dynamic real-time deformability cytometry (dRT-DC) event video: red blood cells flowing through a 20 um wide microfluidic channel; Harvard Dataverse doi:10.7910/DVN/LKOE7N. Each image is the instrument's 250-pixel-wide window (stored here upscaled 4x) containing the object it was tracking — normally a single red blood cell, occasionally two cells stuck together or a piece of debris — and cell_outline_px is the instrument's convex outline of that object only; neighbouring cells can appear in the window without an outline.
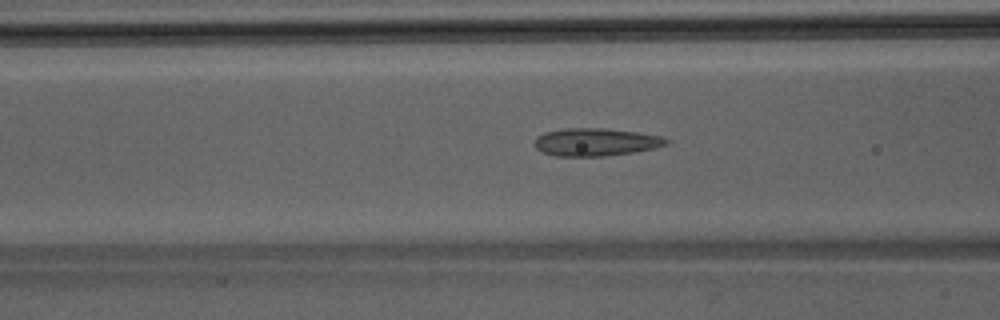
{"species": "Egyptian fruit bat (a non-hibernating species)", "species_latin": "Rousettus aegyptiacus", "temperature_condition": "room temperature", "stored_images_in_passage": 42, "camera_frame_rate_fps": 3000, "um_per_image_px": 0.085, "animal": {"sex": "male"}, "frame": {"image": 1, "passage_image": 13, "time_ms": 4.0, "image_size_px": [1000, 320], "cell_outline_px": [[672, 140], [668, 144], [656, 148], [636, 152], [604, 156], [556, 156], [544, 152], [536, 148], [536, 136], [544, 132], [564, 128], [604, 128], [636, 132], [660, 136]], "centroid_in_image_um": [50.68, 12.07], "position_along_channel_um": 115.9, "area_um2": 21.39}}
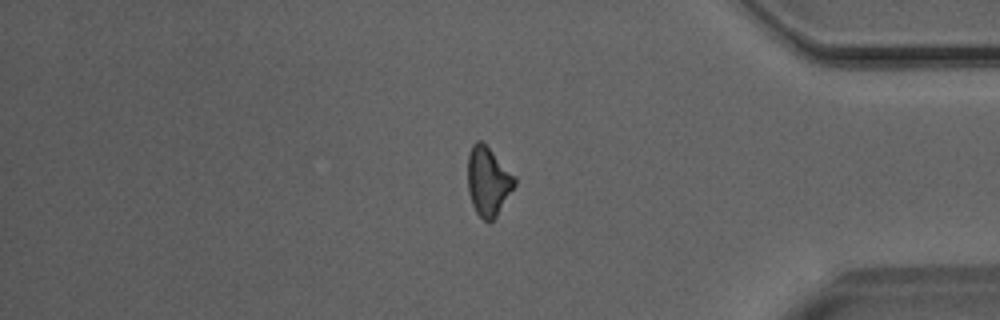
{"frame": {"image": 2, "passage_image": 34, "time_ms": 11.0, "image_size_px": [1000, 320], "cell_outline_px": [[516, 184], [496, 216], [488, 224], [476, 212], [472, 204], [468, 192], [468, 156], [472, 144], [476, 140], [480, 140], [516, 176]], "centroid_in_image_um": [41.48, 15.42], "position_along_channel_um": 393.7, "area_um2": 18.67}}
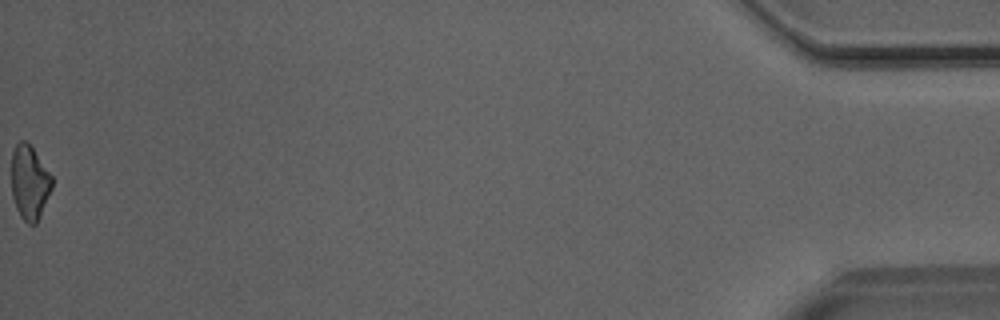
{"frame": {"image": 3, "passage_image": 42, "time_ms": 13.667, "image_size_px": [1000, 320], "cell_outline_px": [[52, 188], [40, 216], [36, 224], [28, 224], [20, 216], [16, 208], [12, 196], [12, 152], [16, 144], [20, 140], [28, 140], [52, 176]], "centroid_in_image_um": [2.51, 15.48], "position_along_channel_um": 432.7, "area_um2": 17.63}}